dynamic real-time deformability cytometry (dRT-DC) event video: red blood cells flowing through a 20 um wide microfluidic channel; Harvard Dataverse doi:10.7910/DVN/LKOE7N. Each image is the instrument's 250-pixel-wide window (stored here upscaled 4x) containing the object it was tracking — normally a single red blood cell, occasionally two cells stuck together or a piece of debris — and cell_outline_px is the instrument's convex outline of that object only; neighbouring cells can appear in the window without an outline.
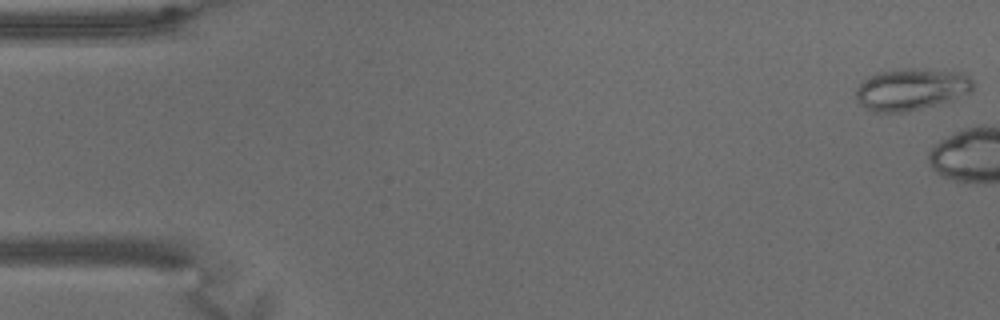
{"species": "common noctule bat (a hibernating species)", "species_latin": "Nyctalus noctula", "temperature_condition": "warm", "stored_images_in_passage": 6, "camera_frame_rate_fps": 3000, "um_per_image_px": 0.085, "animal": {"sex": "male", "body_mass_g": 15.6}, "frame": {"image": 1, "passage_image": 1, "time_ms": 0.0, "image_size_px": [1000, 320], "cell_outline_px": [[972, 92], [952, 100], [904, 112], [872, 112], [864, 108], [860, 104], [856, 96], [856, 88], [864, 80], [876, 72], [904, 68], [908, 68], [960, 72], [968, 76], [972, 80]], "centroid_in_image_um": [77.43, 7.59], "position_along_channel_um": 7.6, "area_um2": 28.44}}